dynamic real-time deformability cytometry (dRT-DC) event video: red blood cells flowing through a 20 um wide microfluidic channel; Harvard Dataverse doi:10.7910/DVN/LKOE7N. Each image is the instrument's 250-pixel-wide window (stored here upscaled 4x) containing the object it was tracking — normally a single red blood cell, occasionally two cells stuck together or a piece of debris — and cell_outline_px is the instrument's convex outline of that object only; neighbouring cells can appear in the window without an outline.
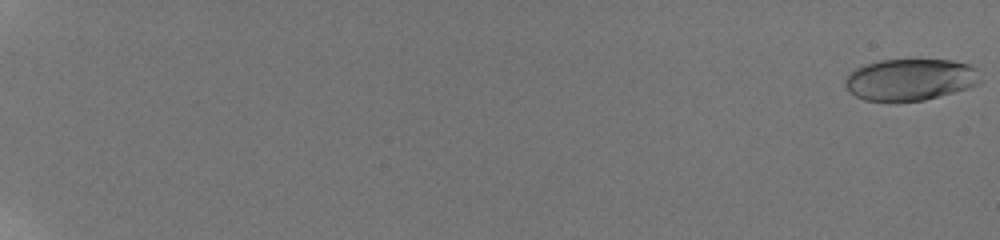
{"species": "human", "species_latin": "Homo sapiens", "temperature_condition": "room temperature", "stored_images_in_passage": 59, "camera_frame_rate_fps": 3000, "um_per_image_px": 0.085, "donor": {"sex": "male"}, "frame": {"image": 1, "passage_image": 1, "time_ms": 0.0, "image_size_px": [1000, 240], "cell_outline_px": [[980, 80], [976, 84], [968, 88], [924, 100], [864, 100], [848, 92], [844, 84], [844, 80], [856, 68], [864, 64], [880, 60], [952, 60], [968, 64], [976, 68]], "centroid_in_image_um": [77.34, 6.75], "position_along_channel_um": 7.7, "area_um2": 32.48}}
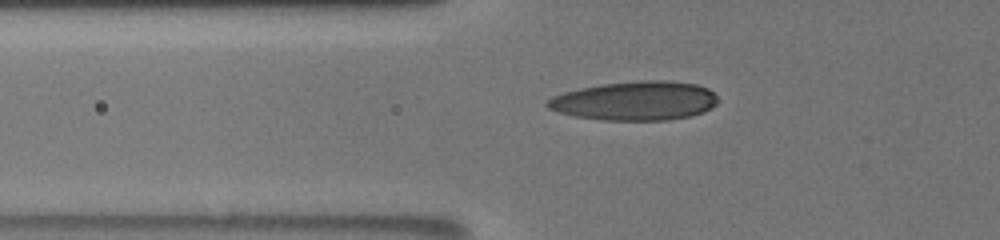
{"frame": {"image": 2, "passage_image": 26, "time_ms": 8.333, "image_size_px": [1000, 240], "cell_outline_px": [[716, 104], [712, 108], [704, 112], [688, 116], [668, 120], [600, 120], [576, 116], [560, 112], [548, 108], [544, 104], [552, 96], [564, 92], [580, 88], [600, 84], [640, 80], [664, 80], [696, 84], [708, 88], [716, 96]], "centroid_in_image_um": [53.98, 8.56], "position_along_channel_um": 71.8, "area_um2": 38.78}}
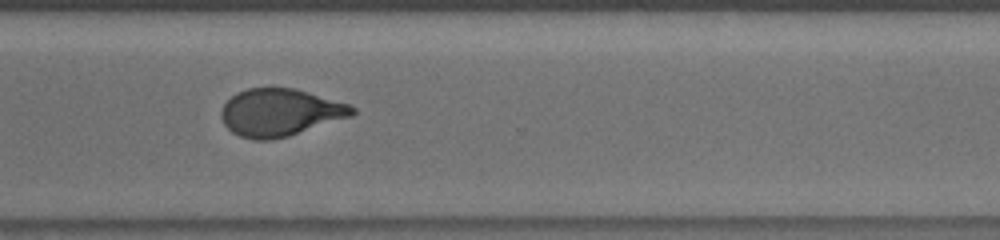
{"frame": {"image": 3, "passage_image": 48, "time_ms": 15.667, "image_size_px": [1000, 240], "cell_outline_px": [[356, 112], [352, 116], [288, 136], [272, 140], [256, 140], [240, 136], [232, 132], [224, 124], [220, 116], [220, 112], [224, 104], [236, 92], [248, 88], [292, 88], [308, 92], [352, 104], [356, 108]], "centroid_in_image_um": [23.81, 9.56], "position_along_channel_um": 346.8, "area_um2": 36.24}, "authors_computed_cell_mechanics": {"area_um2": 35.9516, "velocity_mm_per_s": 3.8571, "shape_relaxation_time_tau1_ms": 4.739, "shape_relaxation_time_tau2_ms": 1.4614, "deformation_change_tau1": 0.1912, "deformation_change_tau2": 0.0799}}